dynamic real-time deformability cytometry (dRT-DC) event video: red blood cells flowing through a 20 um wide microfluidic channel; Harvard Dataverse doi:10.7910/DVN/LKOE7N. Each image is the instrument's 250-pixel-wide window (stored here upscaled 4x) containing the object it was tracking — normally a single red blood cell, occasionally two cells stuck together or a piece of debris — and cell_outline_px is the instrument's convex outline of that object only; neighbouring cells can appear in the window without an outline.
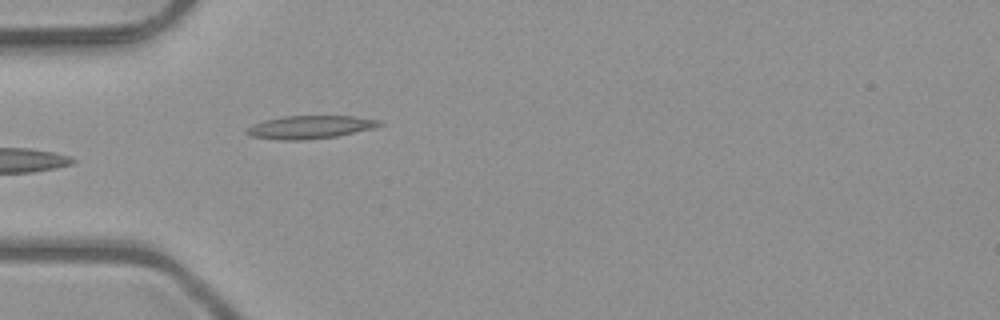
{"species": "common noctule bat (a hibernating species)", "species_latin": "Nyctalus noctula", "temperature_condition": "room temperature", "stored_images_in_passage": 4, "camera_frame_rate_fps": 3000, "um_per_image_px": 0.085, "animal": {"sex": "male", "body_mass_g": 23.1, "forearm_length_mm": 52.7}, "frame": {"image": 1, "passage_image": 4, "time_ms": 1.0, "image_size_px": [1000, 320], "cell_outline_px": [[384, 124], [376, 128], [336, 136], [300, 140], [280, 140], [252, 136], [244, 132], [252, 124], [264, 120], [284, 116], [352, 116], [380, 120]], "centroid_in_image_um": [26.38, 10.8], "position_along_channel_um": 58.6, "area_um2": 17.8}}